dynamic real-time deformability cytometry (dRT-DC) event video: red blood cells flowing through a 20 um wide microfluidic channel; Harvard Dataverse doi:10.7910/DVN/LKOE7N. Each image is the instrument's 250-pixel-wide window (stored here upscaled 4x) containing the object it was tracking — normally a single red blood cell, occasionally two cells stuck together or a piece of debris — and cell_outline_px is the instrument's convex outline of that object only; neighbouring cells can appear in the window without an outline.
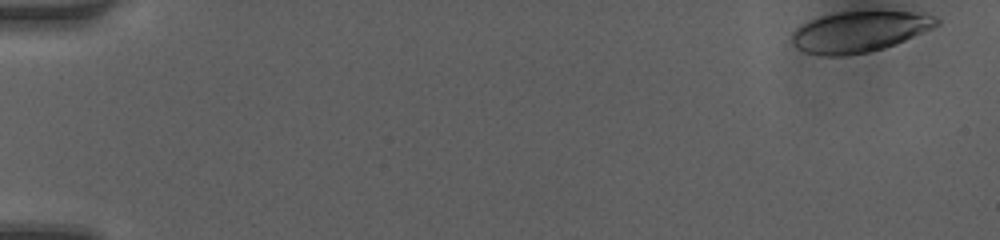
{"species": "human", "species_latin": "Homo sapiens", "temperature_condition": "room temperature", "stored_images_in_passage": 45, "camera_frame_rate_fps": 3000, "um_per_image_px": 0.085, "donor": {"sex": "female"}, "frame": {"image": 1, "passage_image": 1, "time_ms": 0.0, "image_size_px": [1000, 240], "cell_outline_px": [[940, 24], [932, 28], [896, 44], [884, 48], [868, 52], [844, 56], [824, 56], [804, 52], [796, 48], [792, 44], [792, 32], [796, 28], [820, 16], [836, 12], [912, 12], [936, 16], [940, 20]], "centroid_in_image_um": [73.03, 2.71], "position_along_channel_um": 12.0, "area_um2": 34.28}}
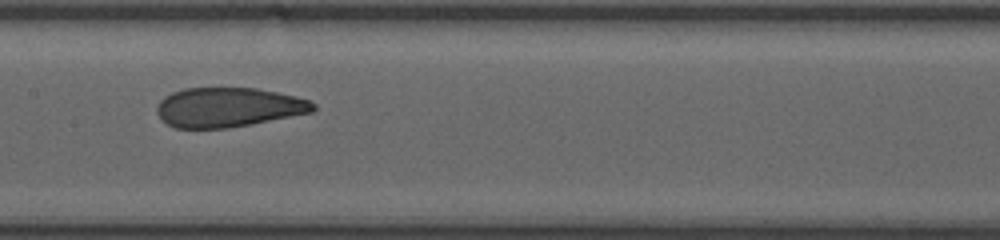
{"frame": {"image": 2, "passage_image": 25, "time_ms": 8.0, "image_size_px": [1000, 240], "cell_outline_px": [[316, 108], [312, 112], [252, 124], [228, 128], [176, 128], [160, 120], [156, 112], [156, 108], [160, 100], [164, 96], [172, 92], [184, 88], [256, 88], [296, 96], [312, 100], [316, 104]], "centroid_in_image_um": [19.4, 9.12], "position_along_channel_um": 188.0, "area_um2": 36.24}}
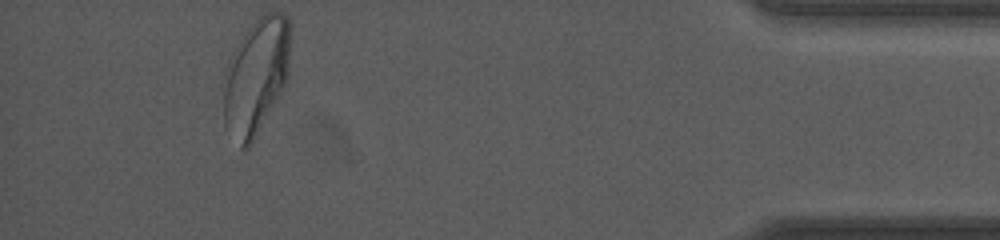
{"frame": {"image": 3, "passage_image": 45, "time_ms": 14.667, "image_size_px": [1000, 240], "cell_outline_px": [[288, 76], [280, 92], [248, 148], [240, 148], [224, 124], [224, 72], [228, 60], [232, 52], [244, 32], [260, 12], [284, 12], [288, 16]], "centroid_in_image_um": [21.72, 6.42], "position_along_channel_um": 413.5, "area_um2": 44.68}, "authors_computed_cell_mechanics": {"area_um2": 37.1076, "velocity_mm_per_s": 4.1901, "shape_relaxation_time_tau1_ms": 4.7299, "shape_relaxation_time_tau2_ms": 0.8637, "deformation_change_tau1": 0.1719, "deformation_change_tau2": 0.0712}}